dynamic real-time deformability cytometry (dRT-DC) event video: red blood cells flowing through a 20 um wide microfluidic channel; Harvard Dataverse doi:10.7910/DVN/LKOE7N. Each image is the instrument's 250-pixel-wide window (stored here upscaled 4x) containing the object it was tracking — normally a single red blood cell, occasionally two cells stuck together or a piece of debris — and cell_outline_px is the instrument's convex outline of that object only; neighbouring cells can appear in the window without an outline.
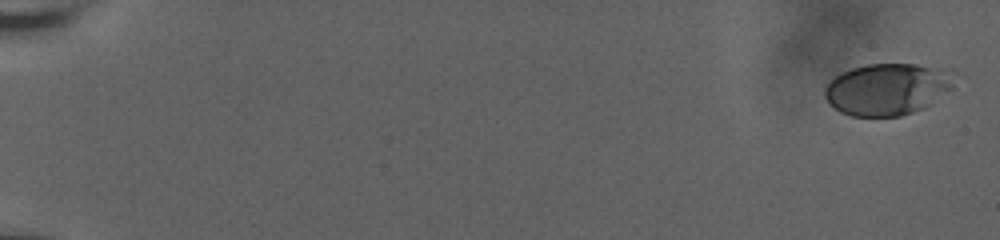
{"species": "human", "species_latin": "Homo sapiens", "temperature_condition": "room temperature", "stored_images_in_passage": 13, "camera_frame_rate_fps": 3000, "um_per_image_px": 0.085, "donor": {"sex": "male"}, "frame": {"image": 1, "passage_image": 1, "time_ms": 0.0, "image_size_px": [1000, 240], "cell_outline_px": [[952, 88], [924, 108], [900, 116], [852, 116], [840, 112], [824, 96], [824, 88], [840, 72], [852, 68], [868, 64], [916, 64], [940, 68], [952, 84]], "centroid_in_image_um": [75.34, 7.59], "position_along_channel_um": 9.7, "area_um2": 38.21}}
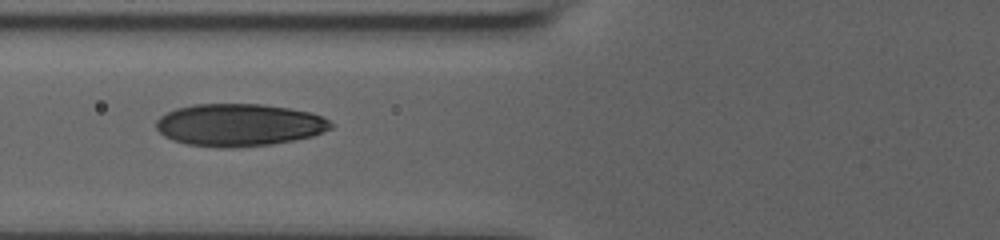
{"frame": {"image": 2, "passage_image": 10, "time_ms": 3.0, "image_size_px": [1000, 240], "cell_outline_px": [[336, 124], [332, 128], [312, 136], [272, 144], [232, 148], [220, 148], [188, 144], [172, 140], [164, 136], [156, 128], [156, 120], [160, 116], [176, 108], [196, 104], [264, 104], [288, 108], [308, 112], [324, 116]], "centroid_in_image_um": [20.34, 10.62], "position_along_channel_um": 105.5, "area_um2": 43.35}}
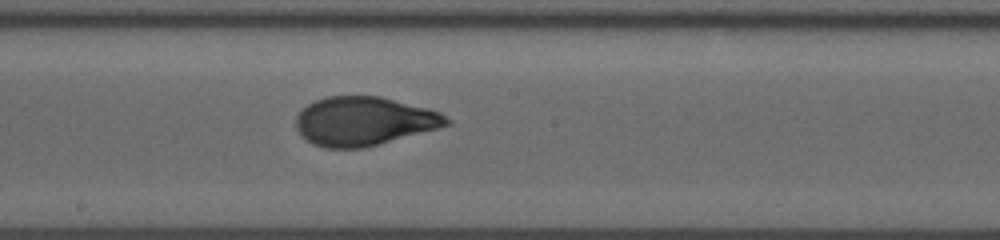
{"frame": {"image": 3, "passage_image": 13, "time_ms": 4.0, "image_size_px": [1000, 240], "cell_outline_px": [[452, 124], [364, 148], [324, 148], [312, 144], [296, 128], [296, 116], [308, 104], [316, 100], [328, 96], [380, 96], [428, 108], [440, 112], [452, 120]], "centroid_in_image_um": [30.95, 10.3], "position_along_channel_um": 217.2, "area_um2": 42.66}}